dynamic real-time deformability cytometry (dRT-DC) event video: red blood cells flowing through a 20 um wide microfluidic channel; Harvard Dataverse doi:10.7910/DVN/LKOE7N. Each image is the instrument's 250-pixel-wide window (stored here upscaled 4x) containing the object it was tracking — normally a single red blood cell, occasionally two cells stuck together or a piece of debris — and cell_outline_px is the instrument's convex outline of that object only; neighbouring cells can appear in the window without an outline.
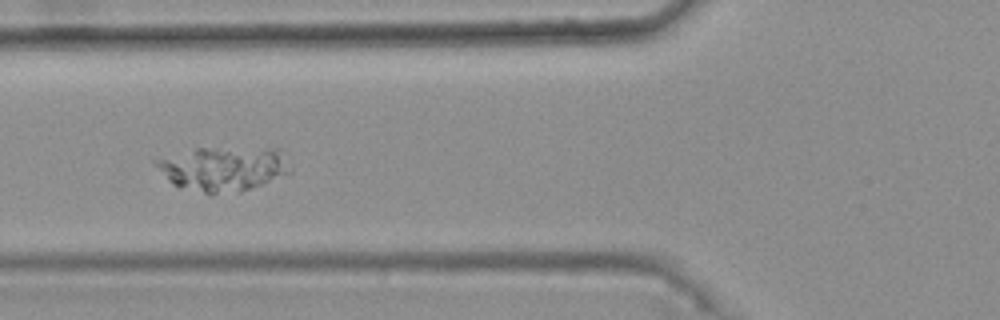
{"species": "common noctule bat (a hibernating species)", "species_latin": "Nyctalus noctula", "temperature_condition": "warm", "stored_images_in_passage": 37, "camera_frame_rate_fps": 3000, "um_per_image_px": 0.085, "animal": {"sex": "female", "body_mass_g": 25.1}, "frame": {"image": 1, "passage_image": 11, "time_ms": 3.333, "image_size_px": [1000, 320], "cell_outline_px": [[292, 172], [260, 184], [248, 188], [212, 196], [208, 196], [180, 188], [172, 184], [168, 180], [152, 160], [196, 148], [216, 148], [276, 152], [292, 168]], "centroid_in_image_um": [18.81, 14.41], "position_along_channel_um": 107.0, "area_um2": 33.52}}
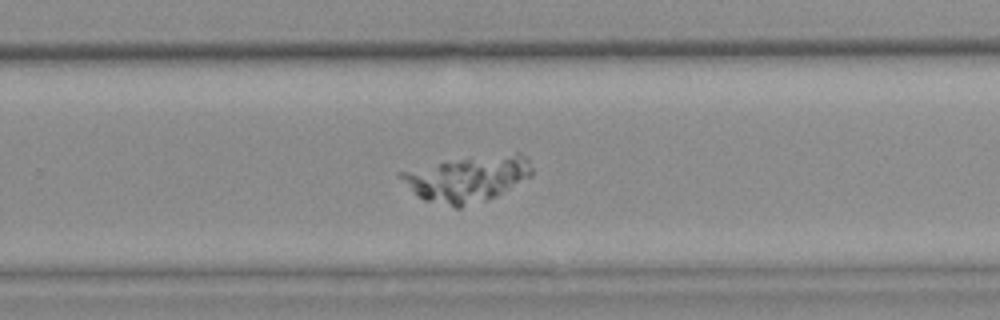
{"frame": {"image": 2, "passage_image": 26, "time_ms": 8.333, "image_size_px": [1000, 320], "cell_outline_px": [[532, 176], [492, 196], [460, 208], [456, 208], [424, 200], [396, 176], [396, 172], [460, 160], [516, 152], [520, 152], [528, 160], [532, 168]], "centroid_in_image_um": [39.72, 15.2], "position_along_channel_um": 290.1, "area_um2": 33.64}}
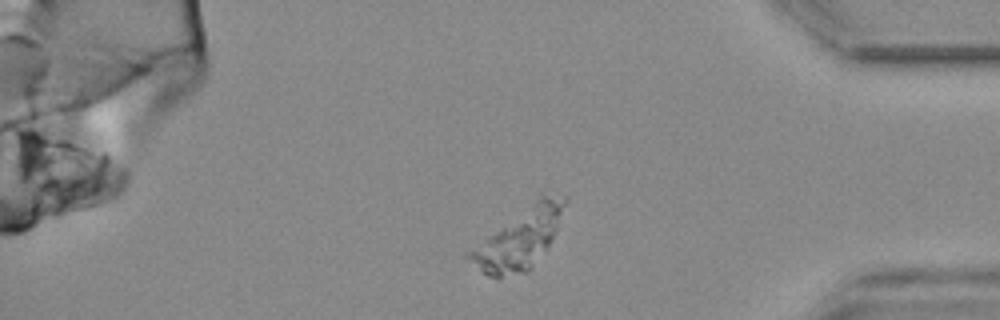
{"frame": {"image": 3, "passage_image": 36, "time_ms": 11.667, "image_size_px": [1000, 320], "cell_outline_px": [[568, 200], [548, 248], [532, 268], [528, 272], [500, 276], [488, 276], [464, 256], [460, 252], [544, 188], [568, 196]], "centroid_in_image_um": [44.1, 20.11], "position_along_channel_um": 391.1, "area_um2": 36.01}}